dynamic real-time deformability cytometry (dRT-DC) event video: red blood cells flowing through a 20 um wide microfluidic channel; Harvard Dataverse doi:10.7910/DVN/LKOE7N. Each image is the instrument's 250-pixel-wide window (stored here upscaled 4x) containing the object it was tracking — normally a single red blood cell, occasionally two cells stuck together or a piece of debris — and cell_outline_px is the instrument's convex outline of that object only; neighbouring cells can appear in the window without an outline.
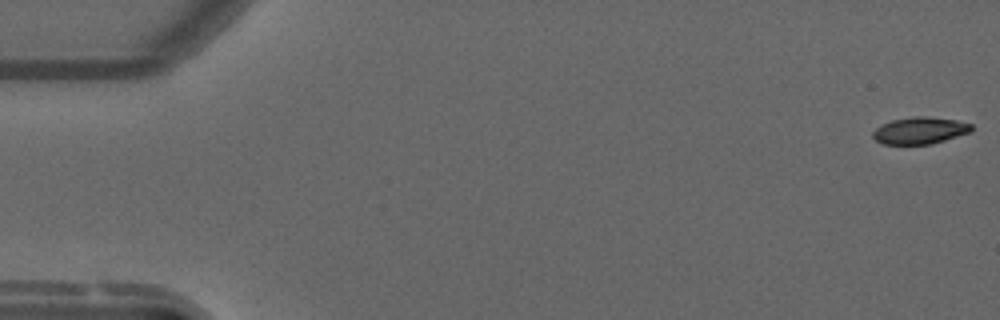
{"species": "common noctule bat (a hibernating species)", "species_latin": "Nyctalus noctula", "temperature_condition": "warm", "stored_images_in_passage": 54, "camera_frame_rate_fps": 3000, "um_per_image_px": 0.085, "animal": {"sex": "male", "forearm_length_mm": 52.5}, "frame": {"image": 1, "passage_image": 1, "time_ms": 0.0, "image_size_px": [1000, 320], "cell_outline_px": [[972, 128], [968, 132], [932, 144], [880, 144], [872, 136], [872, 132], [876, 128], [892, 120], [912, 116], [928, 116], [956, 120], [972, 124]], "centroid_in_image_um": [78.16, 11.09], "position_along_channel_um": 6.8, "area_um2": 15.32}}
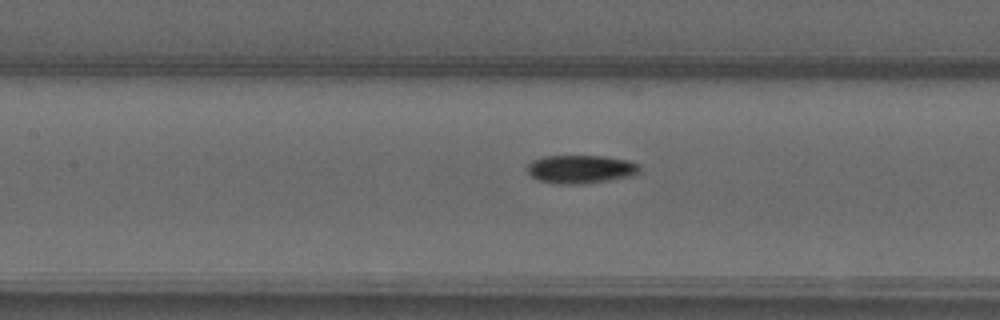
{"frame": {"image": 2, "passage_image": 25, "time_ms": 8.0, "image_size_px": [1000, 320], "cell_outline_px": [[640, 172], [632, 176], [608, 180], [580, 184], [556, 184], [536, 180], [528, 172], [528, 164], [532, 160], [544, 156], [604, 156], [628, 160], [640, 164]], "centroid_in_image_um": [49.37, 14.38], "position_along_channel_um": 158.0, "area_um2": 18.67}}
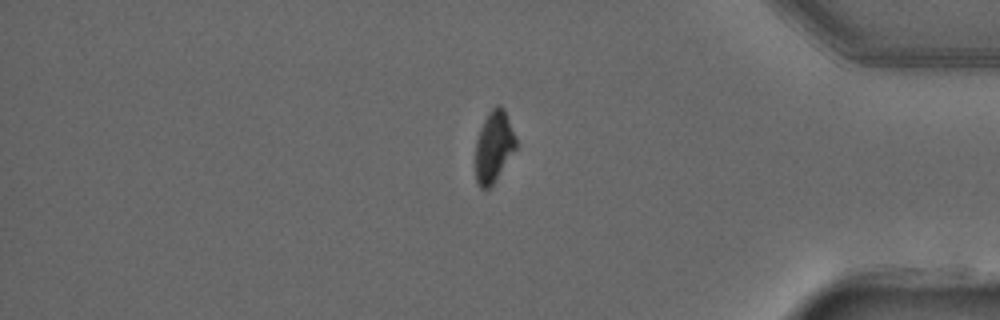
{"frame": {"image": 3, "passage_image": 46, "time_ms": 15.0, "image_size_px": [1000, 320], "cell_outline_px": [[516, 148], [492, 184], [488, 188], [480, 188], [476, 184], [476, 140], [480, 128], [488, 112], [496, 104], [500, 104], [504, 108], [516, 136]], "centroid_in_image_um": [41.97, 12.41], "position_along_channel_um": 393.2, "area_um2": 16.7}}